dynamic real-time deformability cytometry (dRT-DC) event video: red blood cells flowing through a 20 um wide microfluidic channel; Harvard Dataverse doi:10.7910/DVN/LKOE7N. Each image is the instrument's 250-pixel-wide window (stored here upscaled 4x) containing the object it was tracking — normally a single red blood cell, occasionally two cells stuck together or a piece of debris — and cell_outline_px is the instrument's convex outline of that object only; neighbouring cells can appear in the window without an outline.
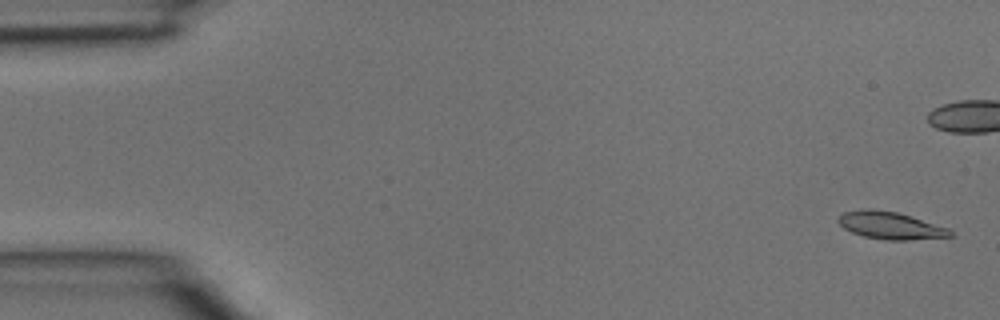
{"species": "common noctule bat (a hibernating species)", "species_latin": "Nyctalus noctula", "temperature_condition": "room temperature", "stored_images_in_passage": 4, "segment_of_instrument_passage": [2, 2], "camera_frame_rate_fps": 3000, "um_per_image_px": 0.085, "animal": {"sex": "male", "body_mass_g": 15.6}, "frame": {"image": 1, "passage_image": 4, "time_ms": 1.0, "image_size_px": [1000, 320], "cell_outline_px": [[952, 236], [908, 240], [884, 240], [864, 236], [852, 232], [844, 228], [836, 220], [844, 212], [868, 208], [872, 208], [896, 212], [912, 216], [948, 228], [952, 232]], "centroid_in_image_um": [75.67, 19.16], "position_along_channel_um": 9.3, "area_um2": 17.74}}